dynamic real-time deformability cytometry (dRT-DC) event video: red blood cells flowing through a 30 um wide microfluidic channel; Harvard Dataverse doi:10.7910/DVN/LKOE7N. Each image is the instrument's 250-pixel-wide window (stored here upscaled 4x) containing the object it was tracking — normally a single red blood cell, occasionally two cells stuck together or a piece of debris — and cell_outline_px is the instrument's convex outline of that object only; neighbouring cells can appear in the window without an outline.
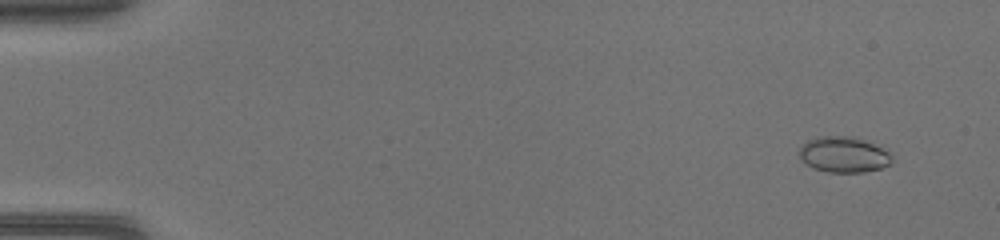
{"species": "common noctule bat (a hibernating species)", "species_latin": "Nyctalus noctula", "temperature_condition": "warm", "stored_images_in_passage": 47, "camera_frame_rate_fps": 3000, "um_per_image_px": 0.085, "animal": {"sex": "female", "body_mass_g": 17.0, "forearm_length_mm": 48.0}, "frame": {"image": 1, "passage_image": 4, "time_ms": 1.0, "image_size_px": [1000, 240], "cell_outline_px": [[892, 160], [888, 164], [880, 168], [864, 172], [828, 172], [812, 168], [800, 156], [800, 148], [808, 140], [820, 136], [848, 136], [872, 144], [888, 152], [892, 156]], "centroid_in_image_um": [71.69, 13.15], "position_along_channel_um": 13.3, "area_um2": 18.73}}
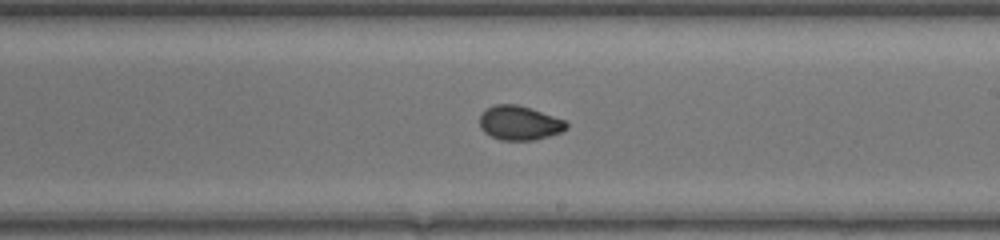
{"frame": {"image": 2, "passage_image": 29, "time_ms": 9.333, "image_size_px": [1000, 240], "cell_outline_px": [[568, 128], [560, 132], [548, 136], [532, 140], [500, 140], [484, 132], [480, 128], [480, 116], [484, 108], [496, 104], [516, 104], [564, 120], [568, 124]], "centroid_in_image_um": [44.1, 10.45], "position_along_channel_um": 244.9, "area_um2": 17.11}}
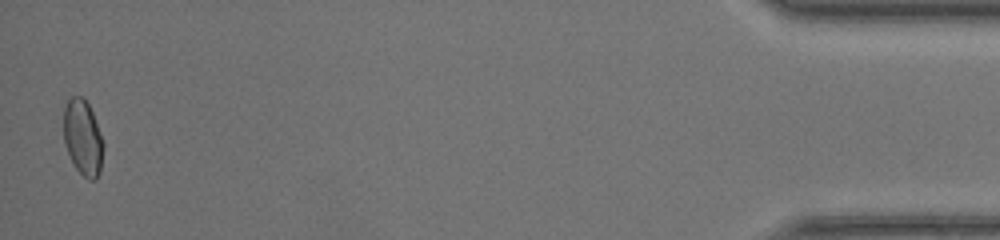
{"frame": {"image": 3, "passage_image": 47, "time_ms": 15.333, "image_size_px": [1000, 240], "cell_outline_px": [[104, 148], [100, 172], [96, 180], [88, 180], [76, 168], [68, 152], [64, 140], [64, 108], [68, 100], [72, 96], [84, 96], [92, 112], [104, 144]], "centroid_in_image_um": [7.06, 11.7], "position_along_channel_um": 428.1, "area_um2": 17.4}}